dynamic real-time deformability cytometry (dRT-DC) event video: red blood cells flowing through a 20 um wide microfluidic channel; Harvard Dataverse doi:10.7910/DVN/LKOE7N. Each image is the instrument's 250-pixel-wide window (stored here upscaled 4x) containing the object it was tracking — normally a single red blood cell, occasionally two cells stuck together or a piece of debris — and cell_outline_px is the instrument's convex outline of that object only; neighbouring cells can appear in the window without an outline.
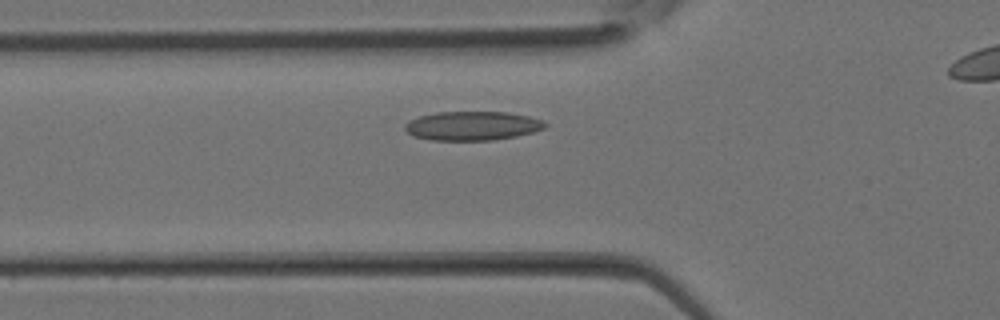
{"species": "Egyptian fruit bat (a non-hibernating species)", "species_latin": "Rousettus aegyptiacus", "temperature_condition": "room temperature", "stored_images_in_passage": 24, "camera_frame_rate_fps": 3000, "um_per_image_px": 0.085, "animal": {"sex": "female"}, "frame": {"image": 1, "passage_image": 6, "time_ms": 1.667, "image_size_px": [1000, 320], "cell_outline_px": [[548, 124], [544, 128], [532, 132], [516, 136], [492, 140], [432, 140], [412, 136], [404, 128], [404, 124], [408, 120], [420, 116], [436, 112], [508, 112], [528, 116], [540, 120]], "centroid_in_image_um": [40.11, 10.69], "position_along_channel_um": 85.7, "area_um2": 23.64}}
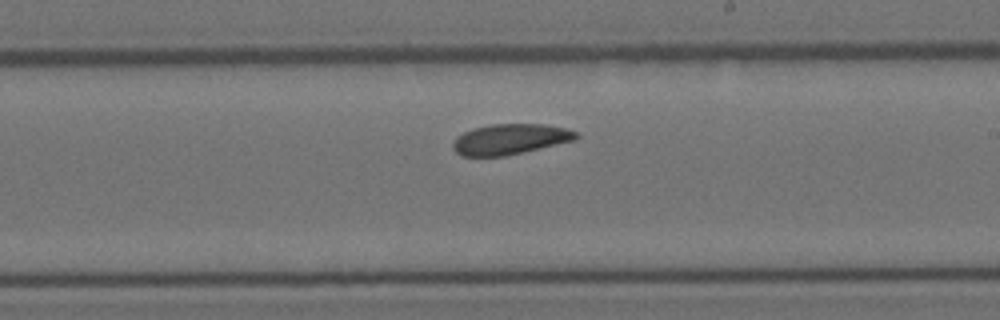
{"frame": {"image": 2, "passage_image": 14, "time_ms": 4.333, "image_size_px": [1000, 320], "cell_outline_px": [[580, 136], [576, 140], [524, 152], [504, 156], [460, 156], [452, 148], [452, 144], [456, 136], [472, 128], [492, 124], [544, 124], [568, 128], [576, 132]], "centroid_in_image_um": [43.36, 11.83], "position_along_channel_um": 245.6, "area_um2": 22.14}}
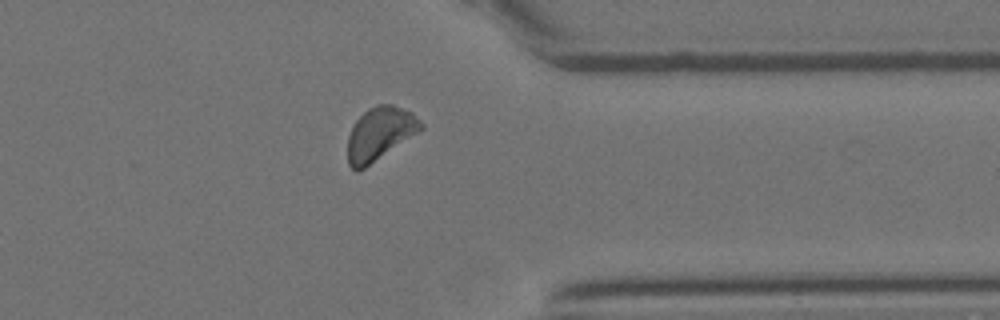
{"frame": {"image": 3, "passage_image": 21, "time_ms": 6.667, "image_size_px": [1000, 320], "cell_outline_px": [[424, 128], [364, 168], [356, 172], [348, 164], [348, 136], [356, 120], [368, 108], [376, 104], [392, 104], [412, 112], [424, 124]], "centroid_in_image_um": [32.28, 11.34], "position_along_channel_um": 379.1, "area_um2": 22.43}}